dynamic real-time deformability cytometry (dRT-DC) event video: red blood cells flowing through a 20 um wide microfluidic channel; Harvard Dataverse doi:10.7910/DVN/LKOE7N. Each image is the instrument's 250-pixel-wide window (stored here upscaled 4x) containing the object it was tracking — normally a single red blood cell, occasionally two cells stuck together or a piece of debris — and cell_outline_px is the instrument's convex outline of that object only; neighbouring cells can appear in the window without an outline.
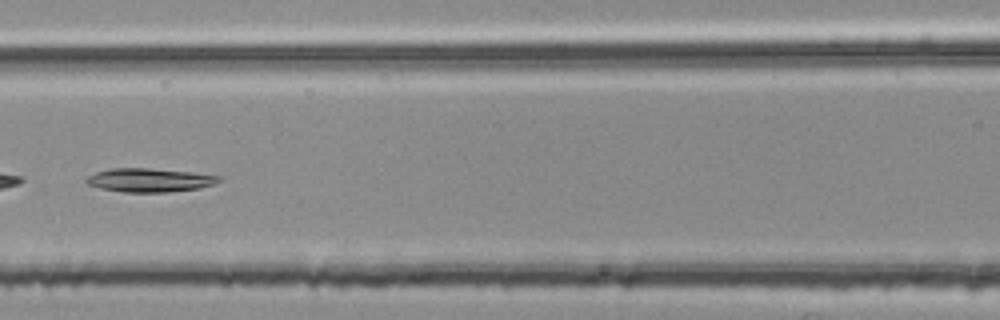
{"species": "common noctule bat (a hibernating species)", "species_latin": "Nyctalus noctula", "temperature_condition": "room temperature", "stored_images_in_passage": 7, "camera_frame_rate_fps": 3000, "um_per_image_px": 0.085, "animal": {"sex": "female", "body_mass_g": 25.1}, "frame": {"image": 1, "passage_image": 7, "time_ms": 2.0, "image_size_px": [1000, 320], "cell_outline_px": [[224, 180], [216, 184], [200, 188], [168, 192], [124, 192], [100, 188], [88, 184], [84, 180], [88, 176], [96, 172], [112, 168], [148, 168], [188, 172], [220, 176]], "centroid_in_image_um": [12.74, 15.31], "position_along_channel_um": 153.9, "area_um2": 18.26}}